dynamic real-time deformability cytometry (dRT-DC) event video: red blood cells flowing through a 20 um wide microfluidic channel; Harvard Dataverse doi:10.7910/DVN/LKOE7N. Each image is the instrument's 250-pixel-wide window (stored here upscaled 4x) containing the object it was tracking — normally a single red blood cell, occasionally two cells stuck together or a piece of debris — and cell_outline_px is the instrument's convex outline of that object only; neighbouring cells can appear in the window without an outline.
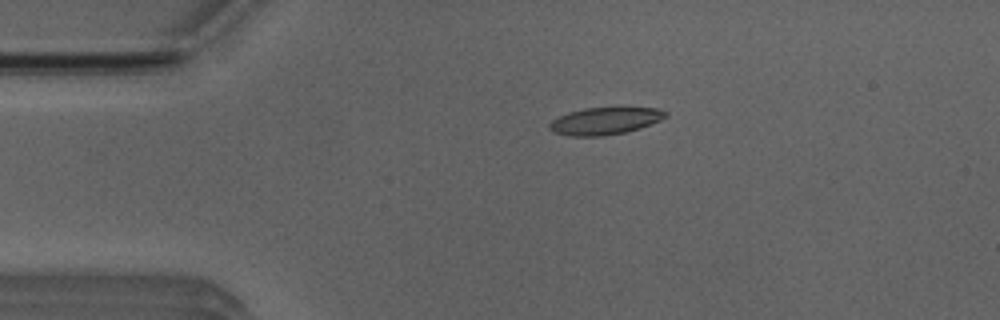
{"species": "Egyptian fruit bat (a non-hibernating species)", "species_latin": "Rousettus aegyptiacus", "temperature_condition": "room temperature", "stored_images_in_passage": 51, "camera_frame_rate_fps": 3000, "um_per_image_px": 0.085, "animal": {"sex": "male"}, "frame": {"image": 1, "passage_image": 10, "time_ms": 3.0, "image_size_px": [1000, 320], "cell_outline_px": [[668, 116], [660, 120], [640, 128], [624, 132], [604, 136], [568, 136], [552, 132], [548, 128], [548, 124], [552, 120], [568, 112], [584, 108], [660, 108], [668, 112]], "centroid_in_image_um": [51.4, 10.28], "position_along_channel_um": 33.6, "area_um2": 18.44}}
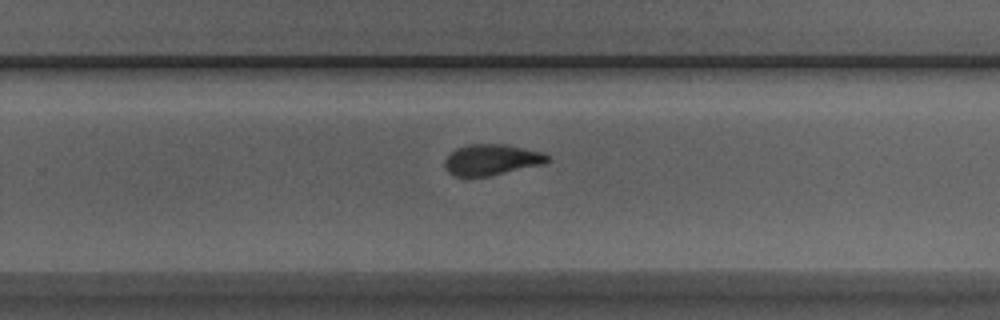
{"frame": {"image": 2, "passage_image": 32, "time_ms": 10.333, "image_size_px": [1000, 320], "cell_outline_px": [[552, 160], [544, 164], [488, 176], [452, 176], [444, 168], [444, 160], [456, 148], [468, 144], [508, 144], [544, 152]], "centroid_in_image_um": [41.8, 13.57], "position_along_channel_um": 288.0, "area_um2": 18.73}}
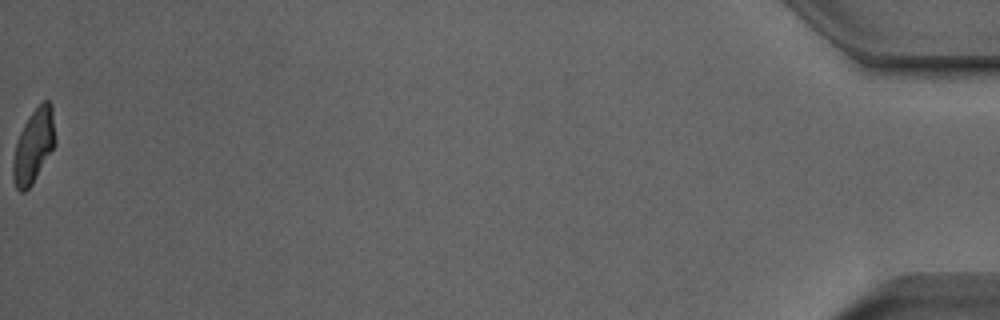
{"frame": {"image": 3, "passage_image": 51, "time_ms": 16.667, "image_size_px": [1000, 320], "cell_outline_px": [[56, 144], [32, 184], [24, 192], [20, 192], [16, 188], [12, 176], [12, 164], [16, 144], [20, 132], [28, 116], [44, 100], [48, 100], [52, 104], [56, 140]], "centroid_in_image_um": [2.87, 12.4], "position_along_channel_um": 432.3, "area_um2": 18.15}, "authors_computed_cell_mechanics": {"area_um2": 18.7272, "velocity_mm_per_s": 4.0003, "shape_relaxation_time_tau1_ms": 4.4102, "shape_relaxation_time_tau2_ms": 1.5627, "deformation_change_tau1": 0.1851, "deformation_change_tau2": 0.0886}}